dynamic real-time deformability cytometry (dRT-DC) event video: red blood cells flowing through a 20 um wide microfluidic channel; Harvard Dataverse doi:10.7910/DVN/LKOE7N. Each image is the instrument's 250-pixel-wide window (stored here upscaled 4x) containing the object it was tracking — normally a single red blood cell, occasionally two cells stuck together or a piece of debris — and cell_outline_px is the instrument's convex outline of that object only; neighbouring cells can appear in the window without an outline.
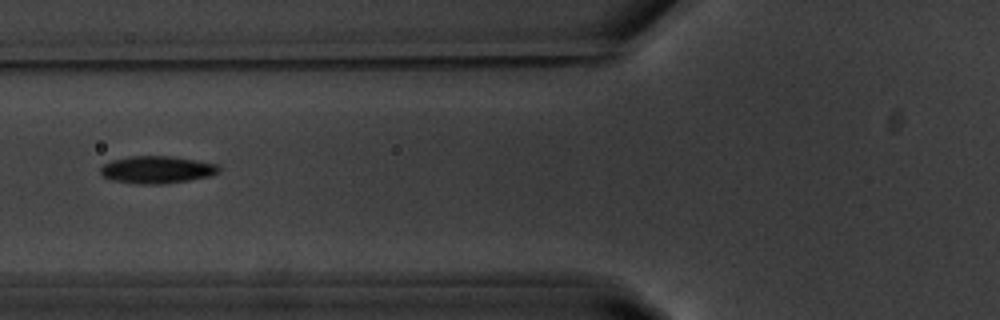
{"species": "common noctule bat (a hibernating species)", "species_latin": "Nyctalus noctula", "temperature_condition": "warm", "stored_images_in_passage": 39, "camera_frame_rate_fps": 3000, "um_per_image_px": 0.085, "animal": {"sex": "male", "body_mass_g": 20.1, "forearm_length_mm": 53.5}, "frame": {"image": 1, "passage_image": 6, "time_ms": 1.667, "image_size_px": [1000, 320], "cell_outline_px": [[220, 172], [208, 176], [188, 180], [164, 184], [136, 184], [108, 180], [100, 176], [100, 168], [104, 164], [112, 160], [132, 156], [172, 156], [216, 164], [220, 168]], "centroid_in_image_um": [13.27, 14.43], "position_along_channel_um": 112.5, "area_um2": 18.96}, "authors_computed_cell_mechanics": {"area_um2": 18.2648, "velocity_mm_per_s": 3.7139, "shape_relaxation_time_tau1_ms": 3.1575, "shape_relaxation_time_tau2_ms": 2.7016, "deformation_change_tau1": 0.1854, "deformation_change_tau2": 0.0685}}